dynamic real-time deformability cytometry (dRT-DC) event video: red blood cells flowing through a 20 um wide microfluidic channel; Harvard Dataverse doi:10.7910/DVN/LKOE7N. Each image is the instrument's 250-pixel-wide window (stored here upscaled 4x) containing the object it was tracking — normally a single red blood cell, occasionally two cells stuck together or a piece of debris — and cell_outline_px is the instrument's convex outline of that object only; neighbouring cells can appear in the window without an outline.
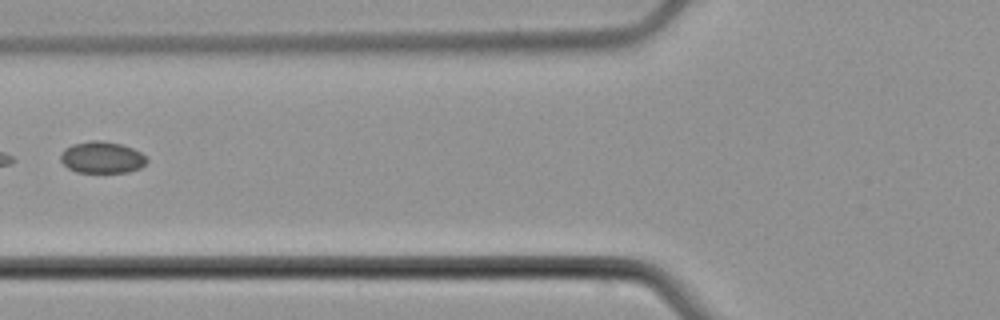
{"species": "common noctule bat (a hibernating species)", "species_latin": "Nyctalus noctula", "temperature_condition": "cold", "stored_images_in_passage": 6, "camera_frame_rate_fps": 3000, "um_per_image_px": 0.085, "animal": {"sex": "male", "body_mass_g": 21.5, "forearm_length_mm": 52.0}, "frame": {"image": 1, "passage_image": 6, "time_ms": 6.0, "image_size_px": [1000, 320], "cell_outline_px": [[148, 160], [140, 168], [128, 172], [76, 172], [68, 168], [60, 160], [60, 152], [64, 148], [72, 144], [88, 140], [100, 140], [120, 144], [132, 148], [140, 152]], "centroid_in_image_um": [8.62, 13.37], "position_along_channel_um": 117.2, "area_um2": 15.95}}